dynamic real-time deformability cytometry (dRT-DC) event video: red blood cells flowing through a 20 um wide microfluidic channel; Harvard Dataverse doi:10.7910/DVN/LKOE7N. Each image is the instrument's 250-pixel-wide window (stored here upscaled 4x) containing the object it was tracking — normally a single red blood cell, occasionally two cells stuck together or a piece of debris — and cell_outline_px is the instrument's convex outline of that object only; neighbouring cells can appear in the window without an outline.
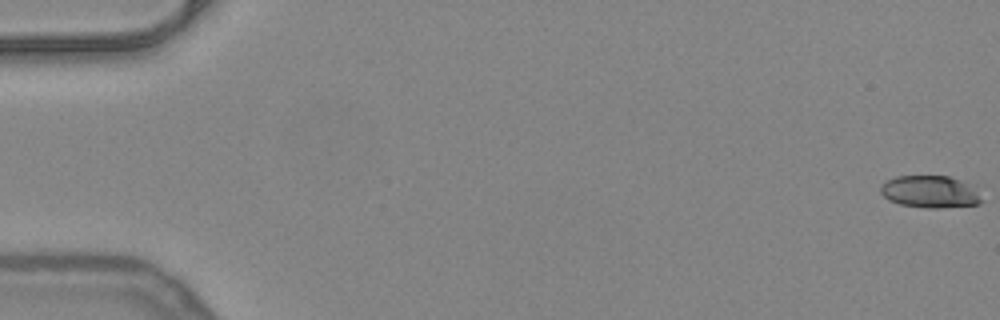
{"species": "common noctule bat (a hibernating species)", "species_latin": "Nyctalus noctula", "temperature_condition": "warm", "stored_images_in_passage": 53, "camera_frame_rate_fps": 3000, "um_per_image_px": 0.085, "animal": {"sex": "female", "body_mass_g": 24.6, "forearm_length_mm": 56.2}, "frame": {"image": 1, "passage_image": 1, "time_ms": 0.0, "image_size_px": [1000, 320], "cell_outline_px": [[984, 200], [980, 204], [940, 208], [924, 208], [900, 204], [888, 200], [880, 192], [880, 188], [888, 180], [896, 176], [948, 176], [960, 180], [968, 184]], "centroid_in_image_um": [79.04, 16.31], "position_along_channel_um": 6.0, "area_um2": 18.79}}
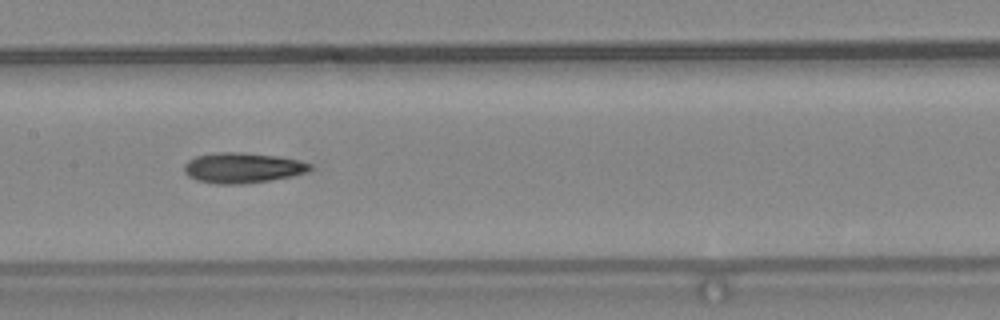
{"frame": {"image": 2, "passage_image": 27, "time_ms": 8.667, "image_size_px": [1000, 320], "cell_outline_px": [[312, 168], [304, 172], [272, 180], [240, 184], [216, 184], [196, 180], [188, 176], [184, 172], [184, 164], [188, 160], [196, 156], [216, 152], [240, 152], [276, 156], [296, 160], [312, 164]], "centroid_in_image_um": [20.54, 14.26], "position_along_channel_um": 186.9, "area_um2": 22.08}}
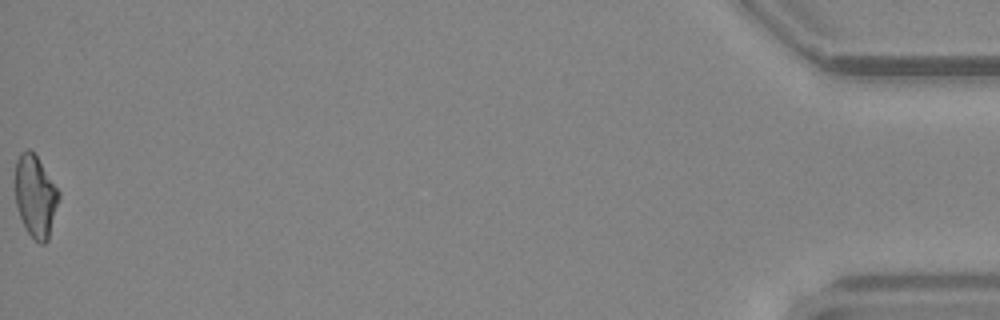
{"frame": {"image": 3, "passage_image": 53, "time_ms": 17.333, "image_size_px": [1000, 320], "cell_outline_px": [[60, 196], [48, 240], [44, 244], [40, 244], [28, 232], [20, 216], [16, 204], [16, 160], [20, 152], [28, 148], [36, 156], [60, 192]], "centroid_in_image_um": [3.02, 16.67], "position_along_channel_um": 432.2, "area_um2": 20.46}, "authors_computed_cell_mechanics": {"area_um2": 21.0392, "velocity_mm_per_s": 4.0293, "shape_relaxation_time_tau1_ms": 7.6317, "shape_relaxation_time_tau2_ms": 3.9846, "deformation_change_tau1": 0.2413, "deformation_change_tau2": 0.1376}}